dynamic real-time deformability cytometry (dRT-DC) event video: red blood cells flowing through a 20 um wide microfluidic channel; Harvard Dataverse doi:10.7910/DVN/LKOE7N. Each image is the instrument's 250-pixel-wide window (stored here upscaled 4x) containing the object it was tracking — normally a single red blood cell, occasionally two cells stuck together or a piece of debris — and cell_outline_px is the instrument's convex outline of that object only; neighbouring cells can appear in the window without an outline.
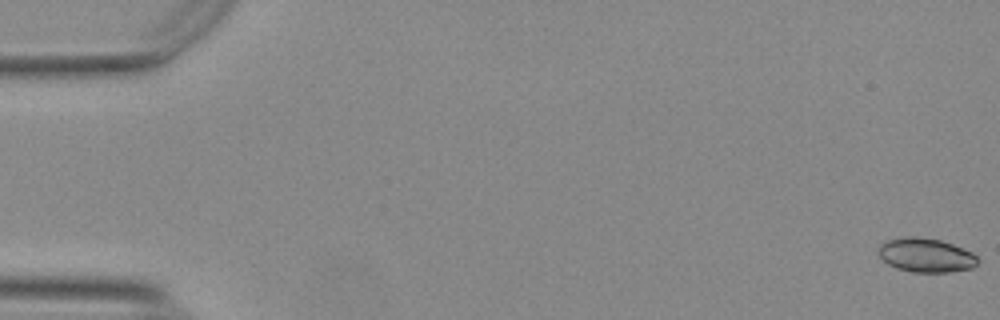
{"species": "Egyptian fruit bat (a non-hibernating species)", "species_latin": "Rousettus aegyptiacus", "temperature_condition": "warm", "stored_images_in_passage": 55, "camera_frame_rate_fps": 3000, "um_per_image_px": 0.085, "animal": {"sex": "female"}, "frame": {"image": 1, "passage_image": 1, "time_ms": 0.0, "image_size_px": [1000, 320], "cell_outline_px": [[976, 264], [972, 268], [948, 272], [912, 272], [896, 268], [888, 264], [880, 256], [880, 244], [888, 240], [908, 236], [916, 236], [940, 240], [952, 244], [972, 252], [976, 256]], "centroid_in_image_um": [78.7, 21.69], "position_along_channel_um": 6.3, "area_um2": 19.42}}
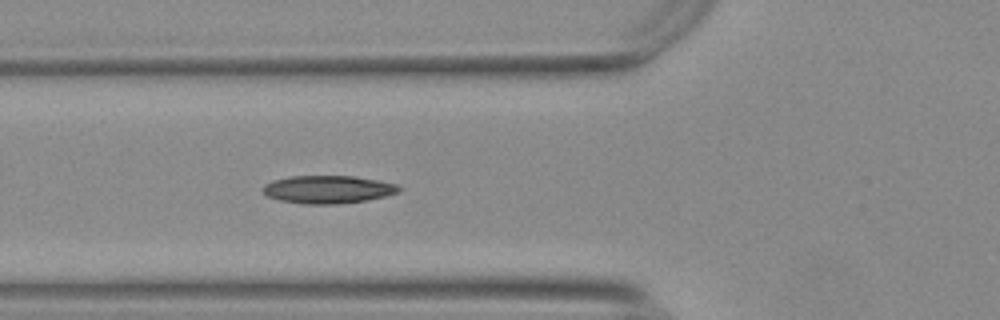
{"frame": {"image": 2, "passage_image": 21, "time_ms": 6.667, "image_size_px": [1000, 320], "cell_outline_px": [[400, 192], [368, 200], [340, 204], [304, 204], [280, 200], [268, 196], [260, 192], [260, 188], [264, 184], [272, 180], [292, 176], [352, 176], [376, 180], [396, 184], [400, 188]], "centroid_in_image_um": [27.82, 16.1], "position_along_channel_um": 98.0, "area_um2": 22.2}}
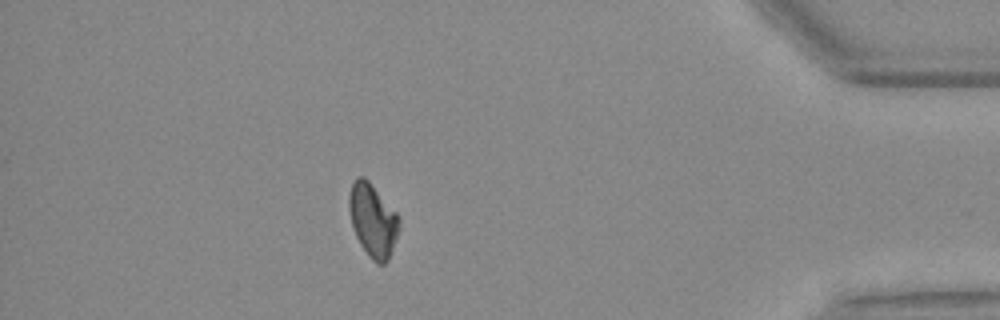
{"frame": {"image": 3, "passage_image": 49, "time_ms": 16.0, "image_size_px": [1000, 320], "cell_outline_px": [[400, 228], [388, 260], [384, 264], [376, 264], [368, 256], [360, 244], [356, 236], [352, 224], [348, 208], [348, 196], [352, 184], [356, 176], [364, 176], [368, 180], [396, 212], [400, 220]], "centroid_in_image_um": [31.68, 18.72], "position_along_channel_um": 403.5, "area_um2": 21.39}}